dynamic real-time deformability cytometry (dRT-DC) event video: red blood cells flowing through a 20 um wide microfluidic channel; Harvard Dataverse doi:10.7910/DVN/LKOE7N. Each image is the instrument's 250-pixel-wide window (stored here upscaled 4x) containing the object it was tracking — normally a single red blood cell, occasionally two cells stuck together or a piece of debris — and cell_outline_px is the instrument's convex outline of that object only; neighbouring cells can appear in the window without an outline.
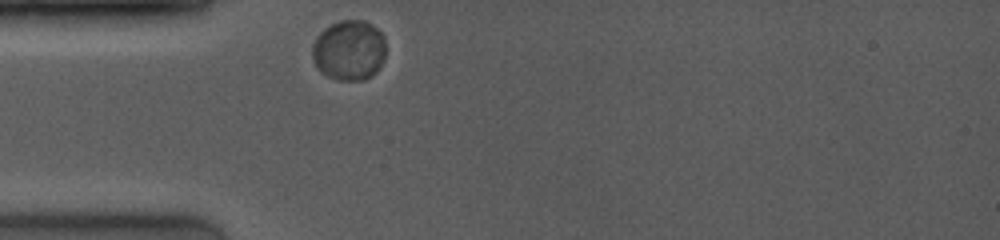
{"species": "common noctule bat (a hibernating species)", "species_latin": "Nyctalus noctula", "temperature_condition": "room temperature", "stored_images_in_passage": 21, "camera_frame_rate_fps": 4000, "um_per_image_px": 0.085, "animal": {"sex": "female", "body_mass_g": 19.0, "forearm_length_mm": 53.3}, "frame": {"image": 1, "passage_image": 1, "time_ms": 0.0, "image_size_px": [1000, 240], "cell_outline_px": [[384, 60], [380, 68], [372, 76], [364, 80], [336, 80], [320, 72], [316, 68], [312, 56], [312, 44], [316, 36], [324, 28], [340, 20], [364, 20], [376, 28], [384, 36]], "centroid_in_image_um": [29.65, 4.28], "position_along_channel_um": 55.3, "area_um2": 26.13}}
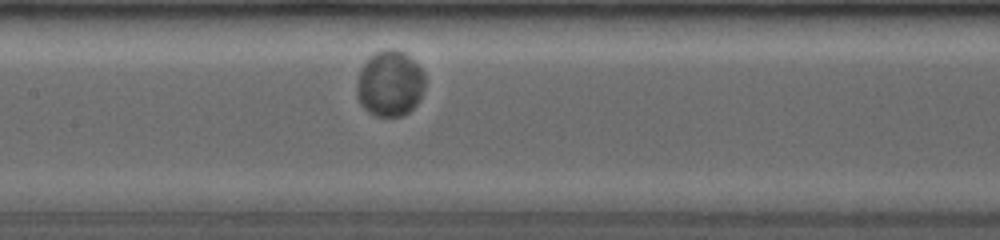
{"frame": {"image": 2, "passage_image": 9, "time_ms": 3.25, "image_size_px": [1000, 240], "cell_outline_px": [[424, 88], [416, 104], [408, 112], [400, 116], [376, 116], [368, 112], [360, 104], [356, 96], [356, 88], [360, 68], [368, 56], [376, 52], [388, 48], [396, 48], [404, 52], [424, 72]], "centroid_in_image_um": [33.1, 7.09], "position_along_channel_um": 174.3, "area_um2": 26.3}}
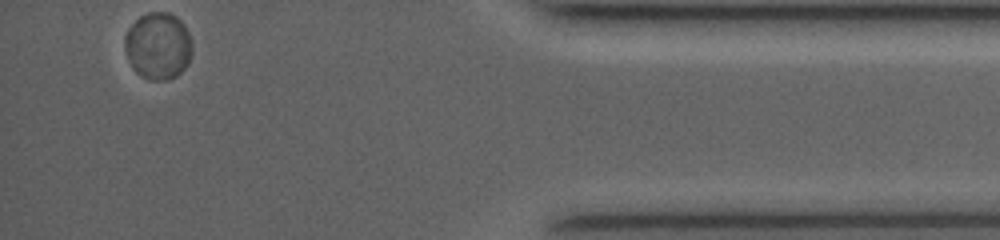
{"frame": {"image": 3, "passage_image": 21, "time_ms": 10.5, "image_size_px": [1000, 240], "cell_outline_px": [[192, 52], [184, 68], [176, 76], [168, 80], [148, 80], [140, 76], [136, 72], [124, 48], [124, 36], [128, 28], [140, 16], [148, 12], [168, 12], [176, 16], [184, 24], [188, 32]], "centroid_in_image_um": [13.42, 3.89], "position_along_channel_um": 421.8, "area_um2": 26.18}, "authors_computed_cell_mechanics": {"area_um2": 25.8944, "velocity_mm_per_s": 3.8465, "shape_relaxation_time_tau1_ms": 1.6611, "shape_relaxation_time_tau2_ms": null, "deformation_change_tau1": 0.0102, "deformation_change_tau2": null}}